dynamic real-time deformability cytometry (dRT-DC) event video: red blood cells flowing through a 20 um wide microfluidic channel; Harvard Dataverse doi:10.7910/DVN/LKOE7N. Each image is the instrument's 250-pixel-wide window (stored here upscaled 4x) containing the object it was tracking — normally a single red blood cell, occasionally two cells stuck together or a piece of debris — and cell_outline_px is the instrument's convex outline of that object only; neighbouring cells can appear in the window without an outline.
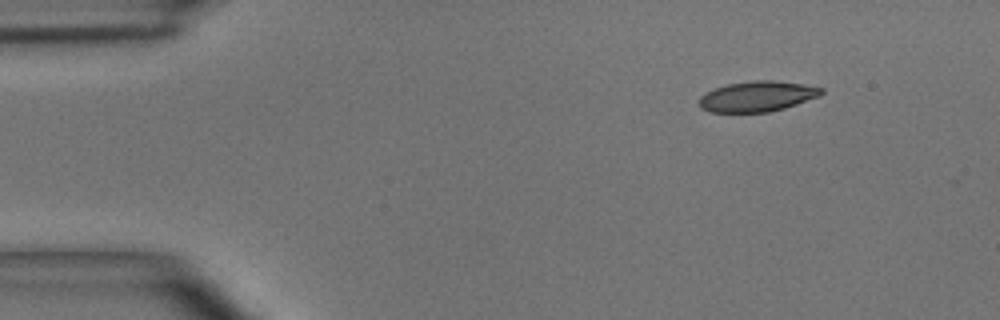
{"species": "common noctule bat (a hibernating species)", "species_latin": "Nyctalus noctula", "temperature_condition": "room temperature", "stored_images_in_passage": 31, "camera_frame_rate_fps": 3000, "um_per_image_px": 0.085, "animal": {"sex": "male", "body_mass_g": 15.6}, "frame": {"image": 1, "passage_image": 1, "time_ms": 0.0, "image_size_px": [1000, 320], "cell_outline_px": [[824, 92], [820, 96], [784, 108], [768, 112], [708, 112], [700, 108], [700, 96], [716, 88], [728, 84], [752, 80], [772, 80], [800, 84], [824, 88]], "centroid_in_image_um": [64.37, 8.2], "position_along_channel_um": 20.6, "area_um2": 21.5}}
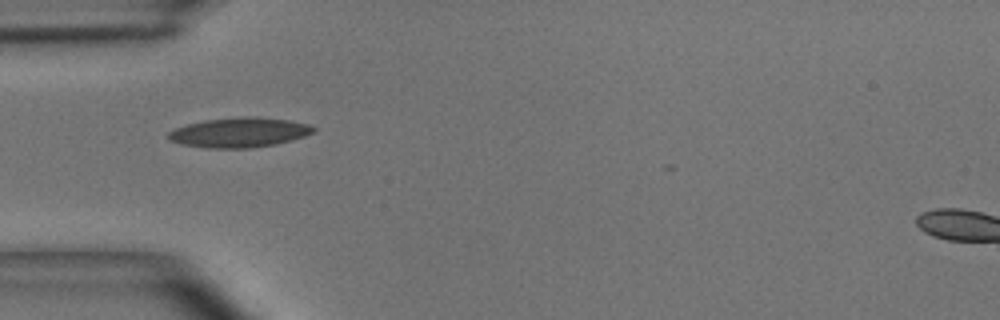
{"frame": {"image": 2, "passage_image": 10, "time_ms": 3.0, "image_size_px": [1000, 320], "cell_outline_px": [[316, 132], [292, 140], [276, 144], [252, 148], [208, 148], [180, 144], [168, 140], [168, 132], [176, 128], [188, 124], [204, 120], [240, 116], [248, 116], [288, 120], [308, 124], [316, 128]], "centroid_in_image_um": [20.34, 11.26], "position_along_channel_um": 64.7, "area_um2": 25.26}}
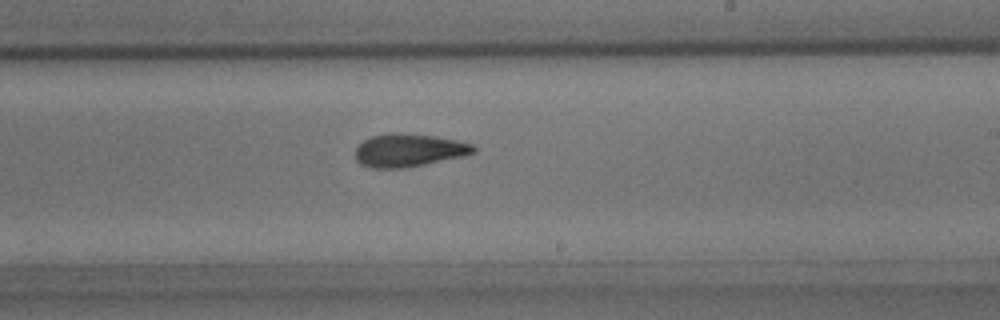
{"frame": {"image": 3, "passage_image": 24, "time_ms": 7.667, "image_size_px": [1000, 320], "cell_outline_px": [[476, 152], [464, 156], [404, 168], [372, 168], [360, 164], [356, 160], [356, 148], [364, 140], [372, 136], [388, 132], [400, 132], [436, 136], [456, 140], [472, 144], [476, 148]], "centroid_in_image_um": [34.74, 12.76], "position_along_channel_um": 254.3, "area_um2": 22.83}}